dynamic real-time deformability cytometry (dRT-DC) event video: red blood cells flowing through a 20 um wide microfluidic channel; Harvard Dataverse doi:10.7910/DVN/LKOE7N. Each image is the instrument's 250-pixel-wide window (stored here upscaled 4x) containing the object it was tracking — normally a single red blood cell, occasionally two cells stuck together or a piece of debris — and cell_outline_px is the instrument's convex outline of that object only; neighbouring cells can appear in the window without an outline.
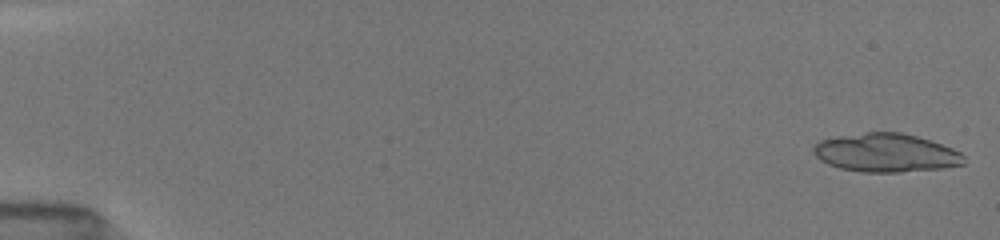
{"species": "common noctule bat (a hibernating species)", "species_latin": "Nyctalus noctula", "temperature_condition": "room temperature", "stored_images_in_passage": 29, "camera_frame_rate_fps": 3000, "um_per_image_px": 0.085, "animal": {"sex": "female", "body_mass_g": 19.5, "forearm_length_mm": 54.1}, "frame": {"image": 1, "passage_image": 1, "time_ms": 0.0, "image_size_px": [1000, 240], "cell_outline_px": [[964, 164], [940, 168], [900, 172], [860, 172], [840, 168], [828, 164], [820, 160], [812, 152], [812, 148], [820, 140], [836, 136], [868, 132], [900, 132], [916, 136], [952, 148], [960, 152], [964, 156]], "centroid_in_image_um": [75.26, 12.99], "position_along_channel_um": 9.7, "area_um2": 33.64}}